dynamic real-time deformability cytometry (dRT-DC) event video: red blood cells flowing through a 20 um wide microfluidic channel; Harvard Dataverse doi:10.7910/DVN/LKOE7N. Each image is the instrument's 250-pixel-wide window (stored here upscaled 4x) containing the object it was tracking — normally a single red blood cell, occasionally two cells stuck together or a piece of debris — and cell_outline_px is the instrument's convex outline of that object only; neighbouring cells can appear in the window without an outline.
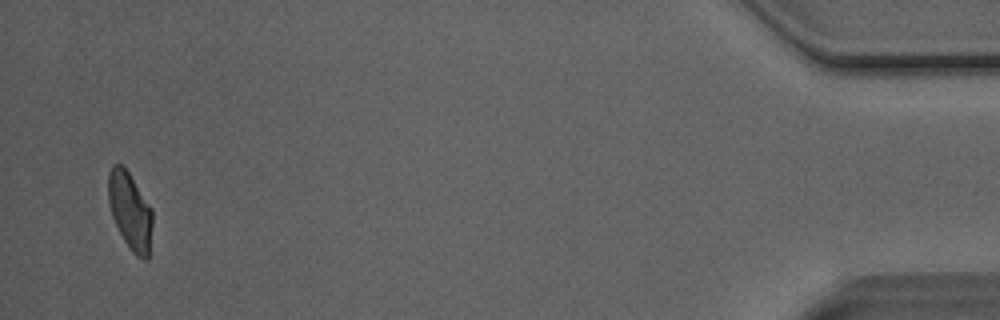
{"species": "Egyptian fruit bat (a non-hibernating species)", "species_latin": "Rousettus aegyptiacus", "temperature_condition": "room temperature", "stored_images_in_passage": 26, "camera_frame_rate_fps": 3000, "um_per_image_px": 0.085, "animal": {"sex": "male"}, "frame": {"image": 1, "passage_image": 26, "time_ms": 8.333, "image_size_px": [1000, 320], "cell_outline_px": [[152, 224], [148, 260], [144, 260], [136, 256], [132, 252], [124, 240], [112, 216], [108, 200], [108, 172], [112, 164], [120, 164], [128, 172], [152, 208]], "centroid_in_image_um": [11.05, 17.93], "position_along_channel_um": 424.1, "area_um2": 19.77}}